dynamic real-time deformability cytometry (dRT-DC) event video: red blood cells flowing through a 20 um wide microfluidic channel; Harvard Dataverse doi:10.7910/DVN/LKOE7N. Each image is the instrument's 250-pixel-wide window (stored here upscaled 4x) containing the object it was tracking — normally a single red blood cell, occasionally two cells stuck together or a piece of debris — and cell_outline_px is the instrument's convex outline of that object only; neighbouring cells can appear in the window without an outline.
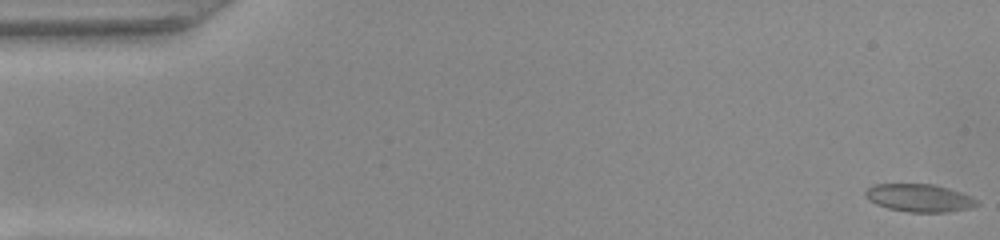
{"species": "common noctule bat (a hibernating species)", "species_latin": "Nyctalus noctula", "temperature_condition": "warm", "stored_images_in_passage": 51, "camera_frame_rate_fps": 3000, "um_per_image_px": 0.085, "animal": {"sex": "female", "body_mass_g": 22.0, "forearm_length_mm": 56.7}, "frame": {"image": 1, "passage_image": 1, "time_ms": 0.0, "image_size_px": [1000, 240], "cell_outline_px": [[980, 204], [972, 208], [948, 212], [908, 212], [888, 208], [876, 204], [868, 200], [864, 196], [864, 192], [872, 184], [932, 184], [948, 188], [972, 196]], "centroid_in_image_um": [78.13, 16.82], "position_along_channel_um": 6.9, "area_um2": 18.21}}
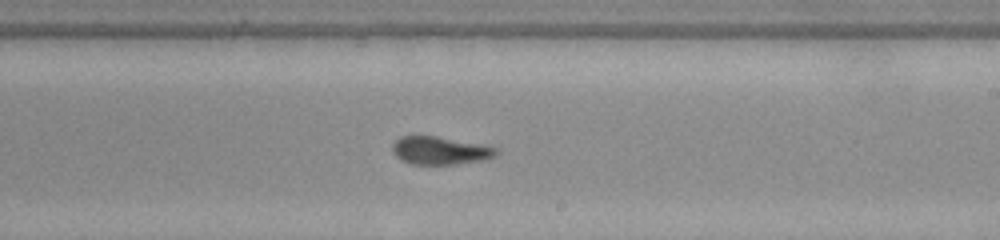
{"frame": {"image": 2, "passage_image": 30, "time_ms": 9.667, "image_size_px": [1000, 240], "cell_outline_px": [[500, 152], [496, 156], [484, 160], [456, 164], [412, 164], [400, 160], [392, 152], [392, 144], [400, 136], [436, 136], [488, 144], [496, 148]], "centroid_in_image_um": [37.46, 12.79], "position_along_channel_um": 251.5, "area_um2": 17.28}}
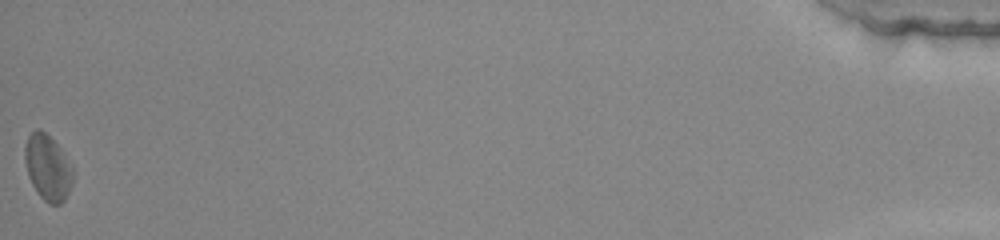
{"frame": {"image": 3, "passage_image": 51, "time_ms": 16.667, "image_size_px": [1000, 240], "cell_outline_px": [[72, 184], [64, 200], [60, 204], [48, 204], [40, 196], [32, 184], [28, 176], [24, 160], [24, 148], [28, 136], [36, 128], [40, 128], [60, 148], [72, 168]], "centroid_in_image_um": [4.03, 14.25], "position_along_channel_um": 431.2, "area_um2": 18.15}, "authors_computed_cell_mechanics": {"area_um2": 17.34, "velocity_mm_per_s": 4.0292, "shape_relaxation_time_tau1_ms": null, "shape_relaxation_time_tau2_ms": 1.8958, "deformation_change_tau1": null, "deformation_change_tau2": 0.0762}}